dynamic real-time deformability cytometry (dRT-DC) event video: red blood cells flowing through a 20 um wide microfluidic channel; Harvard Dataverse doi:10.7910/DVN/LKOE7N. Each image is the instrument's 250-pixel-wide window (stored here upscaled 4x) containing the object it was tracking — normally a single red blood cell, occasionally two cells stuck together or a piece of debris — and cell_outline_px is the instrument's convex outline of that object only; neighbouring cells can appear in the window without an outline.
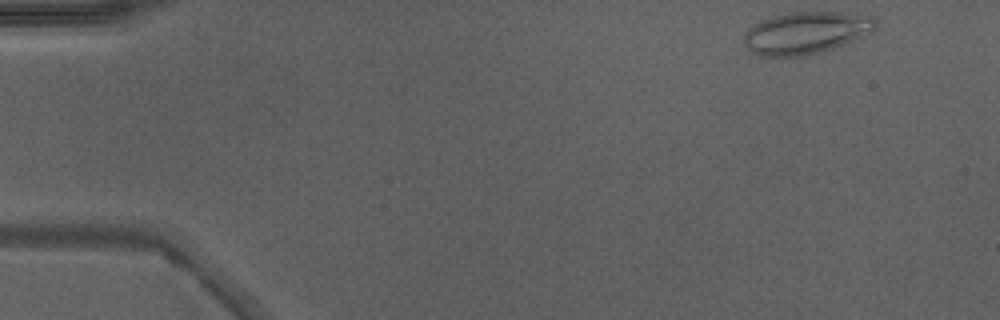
{"species": "Egyptian fruit bat (a non-hibernating species)", "species_latin": "Rousettus aegyptiacus", "temperature_condition": "warm", "stored_images_in_passage": 45, "camera_frame_rate_fps": 3000, "um_per_image_px": 0.085, "animal": {"sex": "male"}, "frame": {"image": 1, "passage_image": 1, "time_ms": 0.0, "image_size_px": [1000, 320], "cell_outline_px": [[876, 28], [872, 32], [832, 48], [820, 52], [804, 56], [760, 56], [752, 52], [744, 44], [744, 36], [756, 24], [764, 20], [776, 16], [792, 12], [840, 12], [872, 16], [876, 20]], "centroid_in_image_um": [68.54, 2.79], "position_along_channel_um": 16.5, "area_um2": 31.73}, "authors_computed_cell_mechanics": {"area_um2": 23.0044, "velocity_mm_per_s": 4.2791, "shape_relaxation_time_tau1_ms": null, "shape_relaxation_time_tau2_ms": 1.3039, "deformation_change_tau1": null, "deformation_change_tau2": 0.0846}}